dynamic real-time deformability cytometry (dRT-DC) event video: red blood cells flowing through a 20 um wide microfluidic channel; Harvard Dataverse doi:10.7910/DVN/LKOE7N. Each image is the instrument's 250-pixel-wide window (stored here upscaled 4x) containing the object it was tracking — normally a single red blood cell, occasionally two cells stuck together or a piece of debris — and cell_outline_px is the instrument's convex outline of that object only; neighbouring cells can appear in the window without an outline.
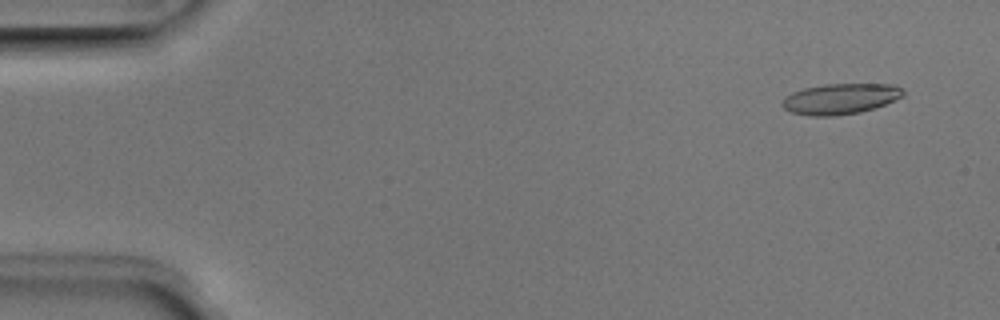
{"species": "Egyptian fruit bat (a non-hibernating species)", "species_latin": "Rousettus aegyptiacus", "temperature_condition": "room temperature", "stored_images_in_passage": 52, "camera_frame_rate_fps": 3000, "um_per_image_px": 0.085, "animal": {"sex": "male"}, "frame": {"image": 1, "passage_image": 4, "time_ms": 1.0, "image_size_px": [1000, 320], "cell_outline_px": [[904, 96], [884, 104], [860, 112], [836, 116], [808, 116], [792, 112], [784, 108], [780, 104], [784, 96], [792, 92], [804, 88], [824, 84], [892, 84], [900, 88], [904, 92]], "centroid_in_image_um": [71.38, 8.4], "position_along_channel_um": 13.6, "area_um2": 21.62}}
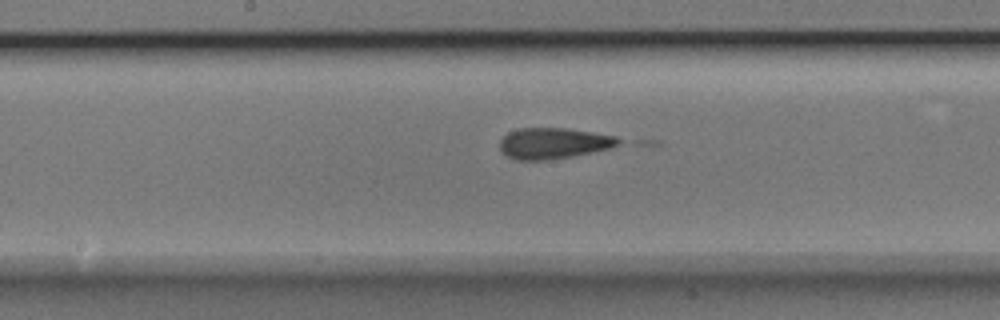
{"frame": {"image": 2, "passage_image": 27, "time_ms": 8.667, "image_size_px": [1000, 320], "cell_outline_px": [[624, 140], [620, 144], [612, 148], [572, 156], [548, 160], [516, 160], [500, 152], [500, 140], [508, 132], [520, 128], [568, 128], [616, 136]], "centroid_in_image_um": [47.07, 12.18], "position_along_channel_um": 201.1, "area_um2": 21.62}}
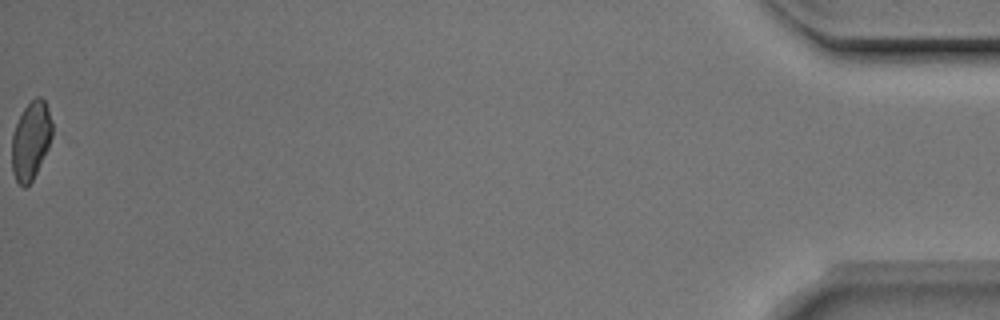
{"frame": {"image": 3, "passage_image": 52, "time_ms": 17.0, "image_size_px": [1000, 320], "cell_outline_px": [[52, 136], [48, 148], [32, 180], [24, 188], [16, 180], [12, 172], [12, 136], [16, 124], [24, 108], [36, 96], [40, 96], [44, 100], [48, 108], [52, 120]], "centroid_in_image_um": [2.63, 11.92], "position_along_channel_um": 432.6, "area_um2": 18.21}}